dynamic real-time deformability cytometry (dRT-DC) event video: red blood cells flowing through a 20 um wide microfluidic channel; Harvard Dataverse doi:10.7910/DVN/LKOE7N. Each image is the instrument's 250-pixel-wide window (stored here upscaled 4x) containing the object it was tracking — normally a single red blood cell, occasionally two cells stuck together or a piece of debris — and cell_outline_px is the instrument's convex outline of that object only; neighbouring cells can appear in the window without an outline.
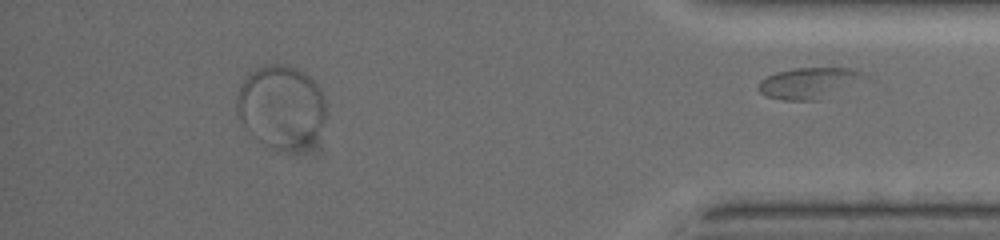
{"species": "common noctule bat (a hibernating species)", "species_latin": "Nyctalus noctula", "temperature_condition": "warm", "stored_images_in_passage": 41, "segment_of_instrument_passage": [2, 2], "camera_frame_rate_fps": 3000, "um_per_image_px": 0.085, "animal": {"sex": "female", "body_mass_g": 19.5, "forearm_length_mm": 54.1}, "frame": {"image": 1, "passage_image": 41, "time_ms": 13.333, "image_size_px": [1000, 240], "cell_outline_px": [[868, 76], [812, 100], [784, 100], [768, 96], [760, 92], [760, 80], [776, 72], [796, 68], [848, 68], [864, 72]], "centroid_in_image_um": [68.66, 7.02], "position_along_channel_um": 366.5, "area_um2": 17.92}}